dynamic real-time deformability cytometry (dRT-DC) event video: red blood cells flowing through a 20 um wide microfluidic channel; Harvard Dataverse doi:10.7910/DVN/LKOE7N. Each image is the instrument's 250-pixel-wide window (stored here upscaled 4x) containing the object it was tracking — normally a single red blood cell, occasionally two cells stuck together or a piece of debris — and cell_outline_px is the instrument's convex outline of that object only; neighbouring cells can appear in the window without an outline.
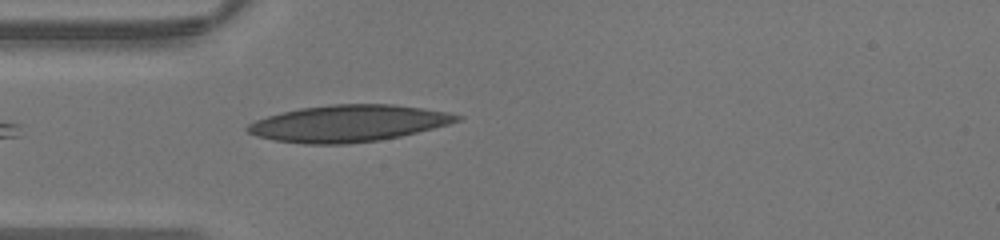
{"species": "human", "species_latin": "Homo sapiens", "temperature_condition": "warm", "stored_images_in_passage": 32, "camera_frame_rate_fps": 3000, "um_per_image_px": 0.085, "donor": {"sex": "male"}, "frame": {"image": 1, "passage_image": 2, "time_ms": 0.333, "image_size_px": [1000, 240], "cell_outline_px": [[464, 116], [460, 120], [448, 124], [400, 136], [380, 140], [348, 144], [304, 144], [276, 140], [256, 136], [248, 132], [244, 128], [248, 124], [256, 120], [268, 116], [300, 108], [332, 104], [392, 104], [424, 108], [448, 112]], "centroid_in_image_um": [29.61, 10.49], "position_along_channel_um": 55.4, "area_um2": 44.62}}
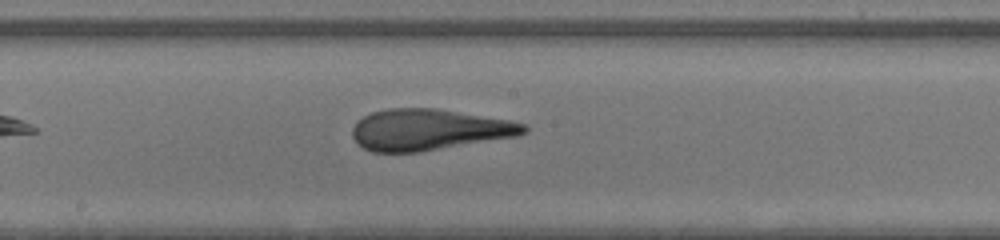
{"frame": {"image": 2, "passage_image": 12, "time_ms": 3.667, "image_size_px": [1000, 240], "cell_outline_px": [[528, 132], [520, 136], [420, 152], [372, 152], [364, 148], [352, 136], [352, 128], [356, 120], [372, 112], [388, 108], [436, 108], [508, 120], [524, 124], [528, 128]], "centroid_in_image_um": [36.46, 11.03], "position_along_channel_um": 211.7, "area_um2": 41.27}}
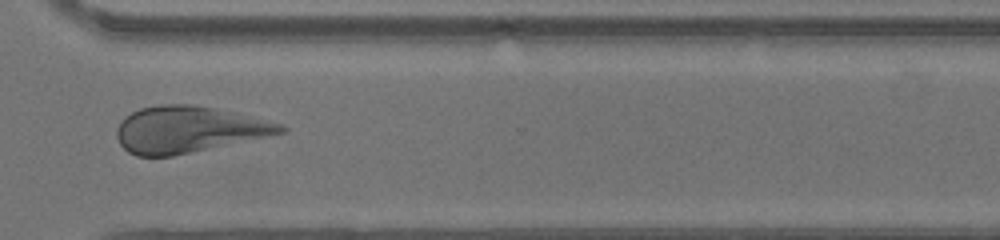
{"frame": {"image": 3, "passage_image": 21, "time_ms": 6.667, "image_size_px": [1000, 240], "cell_outline_px": [[288, 128], [284, 132], [172, 156], [136, 156], [128, 152], [120, 144], [116, 136], [116, 128], [120, 120], [124, 116], [140, 108], [160, 104], [192, 104], [212, 108], [284, 124]], "centroid_in_image_um": [15.92, 11.0], "position_along_channel_um": 354.7, "area_um2": 43.75}}